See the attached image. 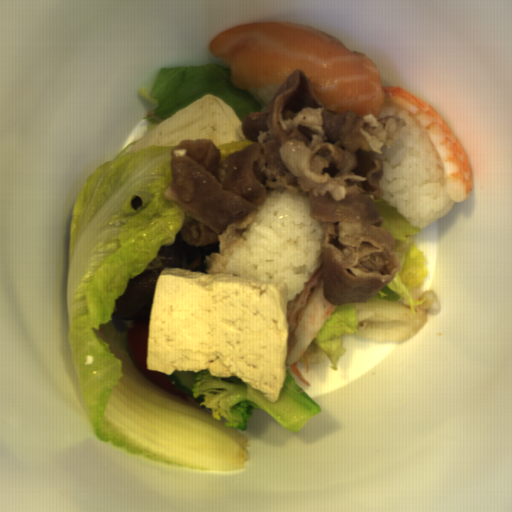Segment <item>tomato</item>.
I'll return each mask as SVG.
<instances>
[{"label":"tomato","mask_w":512,"mask_h":512,"mask_svg":"<svg viewBox=\"0 0 512 512\" xmlns=\"http://www.w3.org/2000/svg\"><path fill=\"white\" fill-rule=\"evenodd\" d=\"M149 317L150 314L136 320L129 329L127 343L130 359L139 373L150 383L189 402L188 395L177 389L167 374L147 370Z\"/></svg>","instance_id":"1"}]
</instances>
